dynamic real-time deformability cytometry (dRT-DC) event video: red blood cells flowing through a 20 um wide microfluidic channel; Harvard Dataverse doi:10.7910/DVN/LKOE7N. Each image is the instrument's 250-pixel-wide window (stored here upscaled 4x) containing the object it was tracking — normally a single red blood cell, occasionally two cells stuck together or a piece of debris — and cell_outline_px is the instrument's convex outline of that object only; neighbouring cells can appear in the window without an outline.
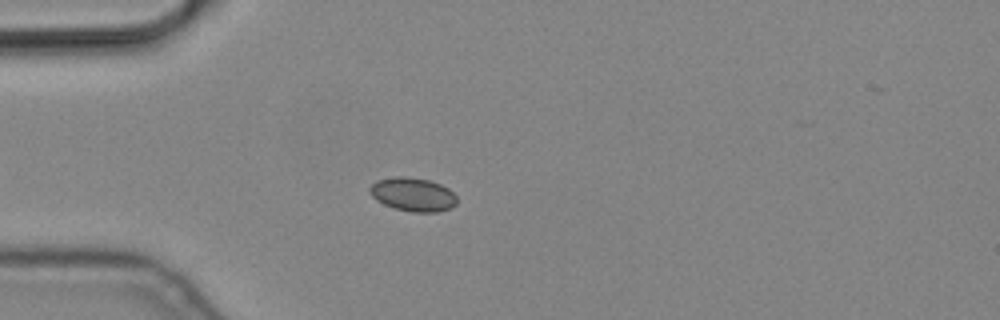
{"species": "common noctule bat (a hibernating species)", "species_latin": "Nyctalus noctula", "temperature_condition": "cold", "stored_images_in_passage": 5, "camera_frame_rate_fps": 3000, "um_per_image_px": 0.085, "animal": {"sex": "male", "body_mass_g": 19.2, "forearm_length_mm": 51.8}, "frame": {"image": 1, "passage_image": 3, "time_ms": 0.667, "image_size_px": [1000, 320], "cell_outline_px": [[456, 204], [452, 208], [436, 212], [412, 212], [396, 208], [384, 204], [376, 200], [368, 192], [368, 188], [376, 180], [392, 176], [404, 176], [428, 180], [440, 184], [448, 188], [456, 196]], "centroid_in_image_um": [35.07, 16.52], "position_along_channel_um": 49.9, "area_um2": 17.17}}
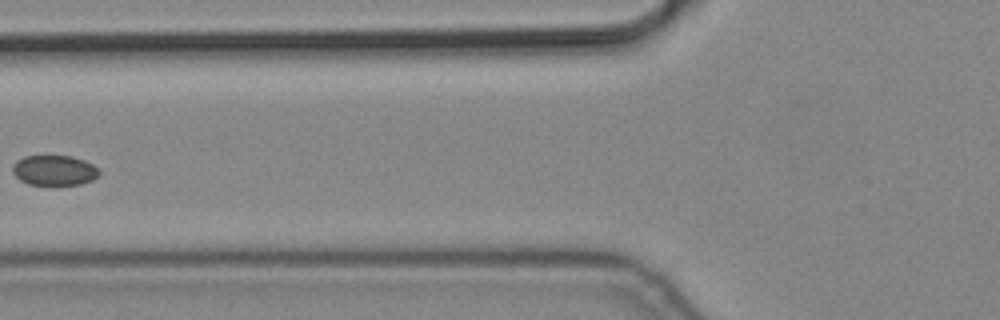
{"frame": {"image": 2, "passage_image": 5, "time_ms": 1.333, "image_size_px": [1000, 320], "cell_outline_px": [[100, 172], [92, 180], [80, 184], [56, 188], [52, 188], [28, 184], [20, 180], [12, 172], [12, 164], [16, 160], [24, 156], [72, 156], [84, 160], [92, 164]], "centroid_in_image_um": [4.57, 14.53], "position_along_channel_um": 121.2, "area_um2": 15.9}}